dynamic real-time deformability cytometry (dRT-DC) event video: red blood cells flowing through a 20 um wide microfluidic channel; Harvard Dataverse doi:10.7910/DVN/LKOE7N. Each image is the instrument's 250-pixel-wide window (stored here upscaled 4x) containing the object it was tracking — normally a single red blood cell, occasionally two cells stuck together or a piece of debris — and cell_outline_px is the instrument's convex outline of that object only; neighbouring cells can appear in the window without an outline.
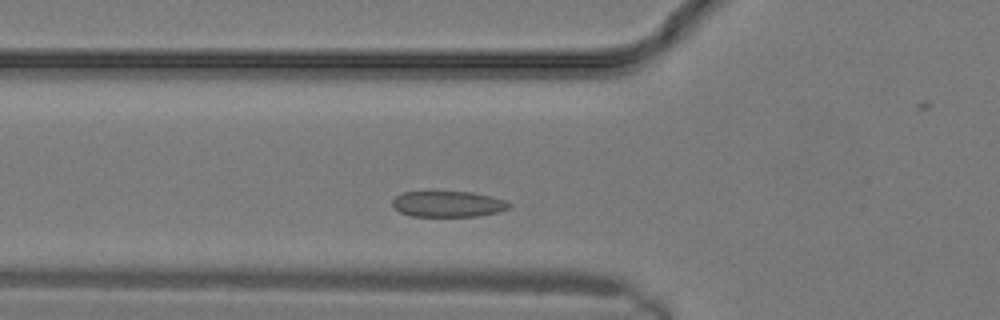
{"species": "common noctule bat (a hibernating species)", "species_latin": "Nyctalus noctula", "temperature_condition": "warm", "stored_images_in_passage": 6, "camera_frame_rate_fps": 3000, "um_per_image_px": 0.085, "animal": {"sex": "male", "body_mass_g": 19.2, "forearm_length_mm": 51.8}, "frame": {"image": 1, "passage_image": 3, "time_ms": 0.667, "image_size_px": [1000, 320], "cell_outline_px": [[512, 208], [500, 212], [480, 216], [412, 216], [400, 212], [392, 208], [392, 200], [396, 196], [404, 192], [472, 192], [492, 196], [504, 200], [512, 204]], "centroid_in_image_um": [38.12, 17.35], "position_along_channel_um": 87.7, "area_um2": 17.8}}
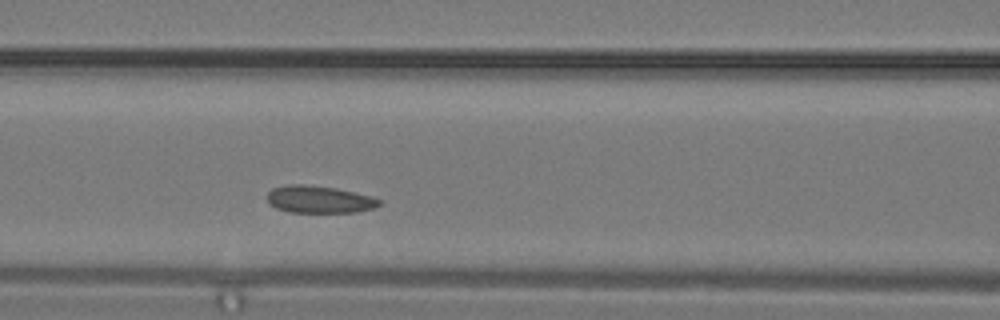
{"frame": {"image": 2, "passage_image": 5, "time_ms": 1.333, "image_size_px": [1000, 320], "cell_outline_px": [[380, 204], [376, 208], [356, 212], [288, 212], [276, 208], [268, 204], [268, 192], [272, 188], [288, 184], [304, 184], [336, 188], [372, 196], [380, 200]], "centroid_in_image_um": [27.12, 16.95], "position_along_channel_um": 139.5, "area_um2": 17.92}}